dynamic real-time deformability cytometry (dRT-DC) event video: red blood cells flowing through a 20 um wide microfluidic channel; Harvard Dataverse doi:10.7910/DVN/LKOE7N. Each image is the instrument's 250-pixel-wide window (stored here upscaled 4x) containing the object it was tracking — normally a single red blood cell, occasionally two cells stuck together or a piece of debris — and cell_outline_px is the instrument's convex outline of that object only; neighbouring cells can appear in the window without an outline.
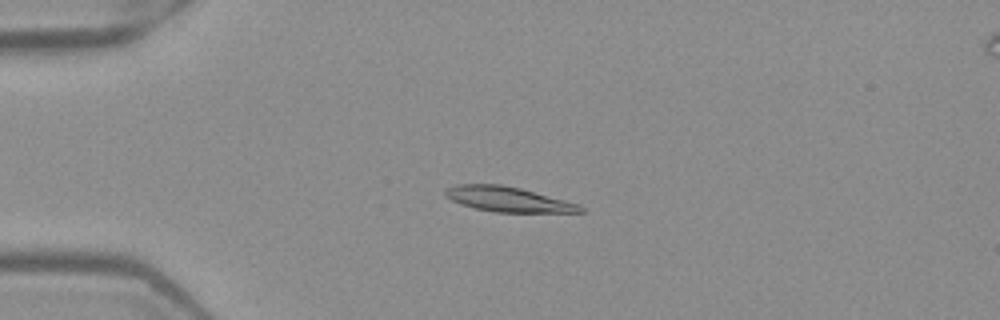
{"species": "Egyptian fruit bat (a non-hibernating species)", "species_latin": "Rousettus aegyptiacus", "temperature_condition": "warm", "stored_images_in_passage": 53, "camera_frame_rate_fps": 3000, "um_per_image_px": 0.085, "frame": {"image": 1, "passage_image": 14, "time_ms": 4.333, "image_size_px": [1000, 320], "cell_outline_px": [[584, 212], [496, 212], [476, 208], [460, 204], [444, 196], [444, 188], [456, 184], [500, 184], [520, 188], [580, 204], [584, 208]], "centroid_in_image_um": [43.15, 16.93], "position_along_channel_um": 41.8, "area_um2": 19.65}}
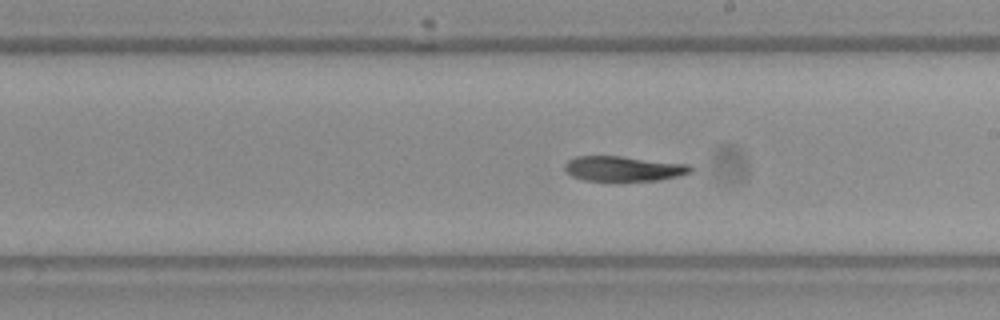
{"frame": {"image": 2, "passage_image": 31, "time_ms": 10.0, "image_size_px": [1000, 320], "cell_outline_px": [[692, 172], [680, 176], [660, 180], [584, 180], [572, 176], [564, 168], [564, 164], [568, 160], [576, 156], [620, 156], [688, 164], [692, 168]], "centroid_in_image_um": [53.0, 14.33], "position_along_channel_um": 236.0, "area_um2": 18.21}}
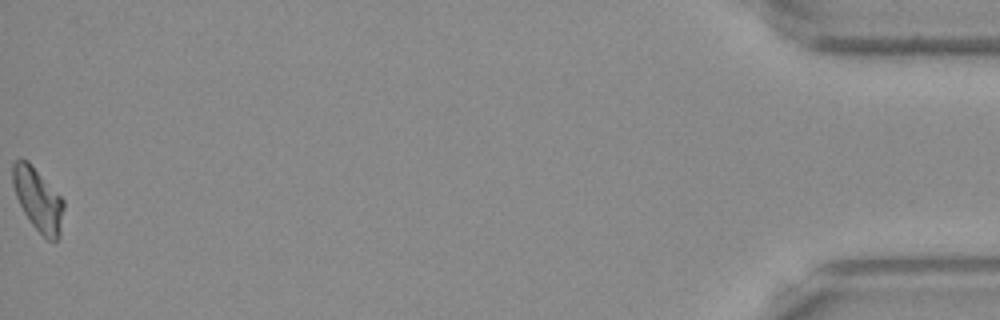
{"frame": {"image": 3, "passage_image": 53, "time_ms": 17.333, "image_size_px": [1000, 320], "cell_outline_px": [[64, 208], [60, 236], [56, 240], [48, 240], [32, 224], [24, 212], [16, 196], [12, 184], [12, 164], [16, 160], [28, 160], [64, 200]], "centroid_in_image_um": [3.24, 16.95], "position_along_channel_um": 432.0, "area_um2": 18.5}}